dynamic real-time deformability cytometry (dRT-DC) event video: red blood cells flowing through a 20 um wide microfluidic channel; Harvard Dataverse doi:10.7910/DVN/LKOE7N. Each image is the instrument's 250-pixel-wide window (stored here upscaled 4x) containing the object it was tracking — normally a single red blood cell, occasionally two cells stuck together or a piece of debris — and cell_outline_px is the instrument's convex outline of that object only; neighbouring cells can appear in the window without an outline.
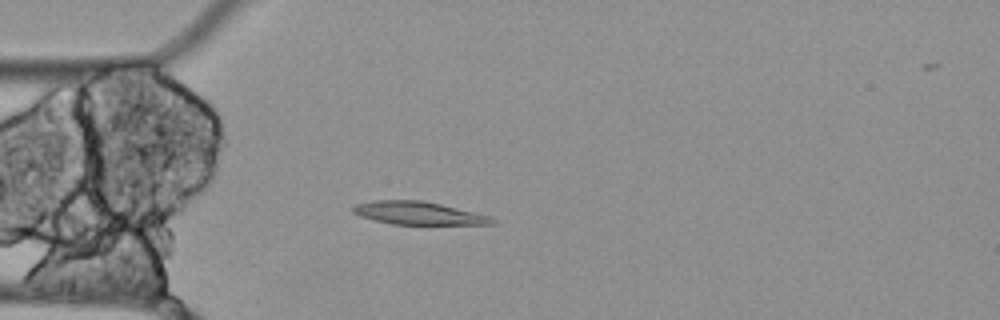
{"species": "Egyptian fruit bat (a non-hibernating species)", "species_latin": "Rousettus aegyptiacus", "temperature_condition": "cold", "stored_images_in_passage": 56, "camera_frame_rate_fps": 3000, "um_per_image_px": 0.085, "animal": {"sex": "female"}, "frame": {"image": 1, "passage_image": 15, "time_ms": 4.667, "image_size_px": [1000, 320], "cell_outline_px": [[496, 224], [392, 224], [360, 216], [352, 212], [352, 208], [356, 204], [372, 200], [420, 200], [440, 204], [488, 216], [496, 220]], "centroid_in_image_um": [35.51, 18.11], "position_along_channel_um": 49.5, "area_um2": 18.26}}
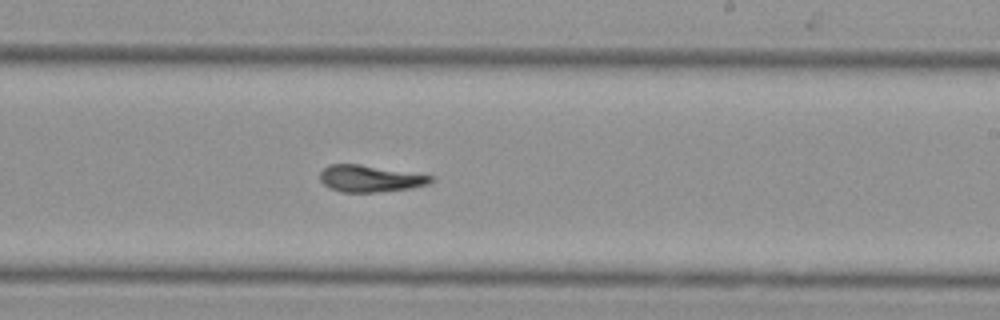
{"frame": {"image": 2, "passage_image": 33, "time_ms": 10.667, "image_size_px": [1000, 320], "cell_outline_px": [[432, 180], [428, 184], [412, 188], [376, 192], [340, 192], [328, 188], [320, 180], [320, 172], [328, 164], [360, 164], [432, 176]], "centroid_in_image_um": [31.39, 15.18], "position_along_channel_um": 257.6, "area_um2": 17.17}}
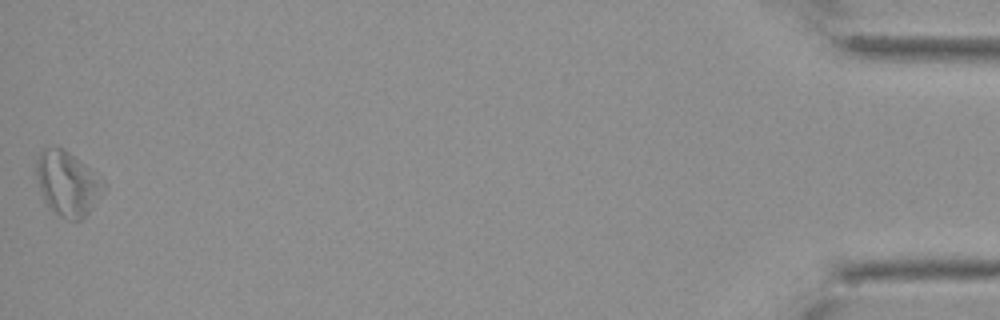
{"frame": {"image": 3, "passage_image": 56, "time_ms": 18.333, "image_size_px": [1000, 320], "cell_outline_px": [[104, 192], [88, 212], [80, 220], [68, 220], [60, 216], [48, 208], [44, 200], [36, 176], [36, 160], [40, 148], [64, 148], [104, 180]], "centroid_in_image_um": [5.71, 15.59], "position_along_channel_um": 429.5, "area_um2": 25.14}}